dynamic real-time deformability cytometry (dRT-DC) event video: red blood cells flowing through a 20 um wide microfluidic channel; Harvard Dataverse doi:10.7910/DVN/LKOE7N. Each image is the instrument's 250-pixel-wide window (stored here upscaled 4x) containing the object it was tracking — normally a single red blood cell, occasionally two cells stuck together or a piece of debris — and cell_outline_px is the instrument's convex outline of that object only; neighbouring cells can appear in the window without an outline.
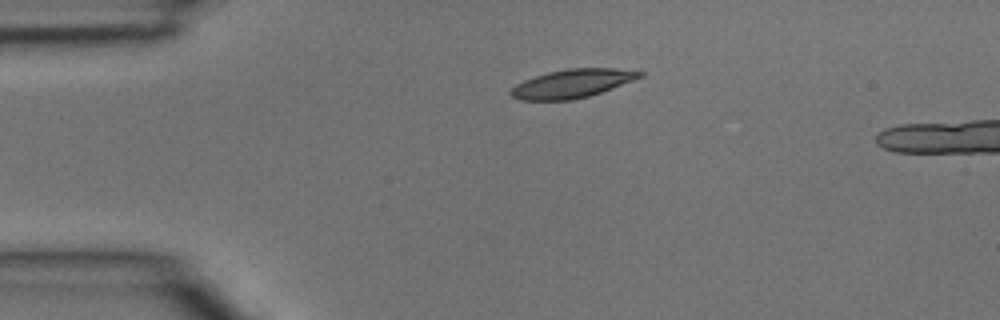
{"species": "common noctule bat (a hibernating species)", "species_latin": "Nyctalus noctula", "temperature_condition": "room temperature", "stored_images_in_passage": 3, "camera_frame_rate_fps": 3000, "um_per_image_px": 0.085, "animal": {"sex": "male", "body_mass_g": 15.6}, "frame": {"image": 1, "passage_image": 1, "time_ms": 0.0, "image_size_px": [1000, 320], "cell_outline_px": [[644, 76], [600, 92], [588, 96], [572, 100], [520, 100], [512, 96], [508, 92], [516, 84], [524, 80], [548, 72], [568, 68], [612, 68], [644, 72]], "centroid_in_image_um": [48.61, 7.1], "position_along_channel_um": 36.4, "area_um2": 21.21}}
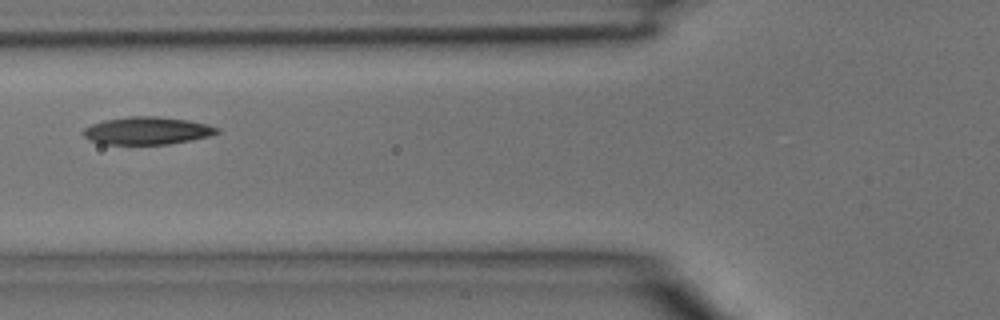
{"frame": {"image": 2, "passage_image": 3, "time_ms": 0.667, "image_size_px": [1000, 320], "cell_outline_px": [[220, 132], [212, 136], [192, 140], [168, 144], [100, 144], [88, 140], [84, 136], [84, 128], [92, 124], [104, 120], [128, 116], [156, 116], [188, 120], [208, 124], [220, 128]], "centroid_in_image_um": [12.54, 11.11], "position_along_channel_um": 113.3, "area_um2": 21.73}}